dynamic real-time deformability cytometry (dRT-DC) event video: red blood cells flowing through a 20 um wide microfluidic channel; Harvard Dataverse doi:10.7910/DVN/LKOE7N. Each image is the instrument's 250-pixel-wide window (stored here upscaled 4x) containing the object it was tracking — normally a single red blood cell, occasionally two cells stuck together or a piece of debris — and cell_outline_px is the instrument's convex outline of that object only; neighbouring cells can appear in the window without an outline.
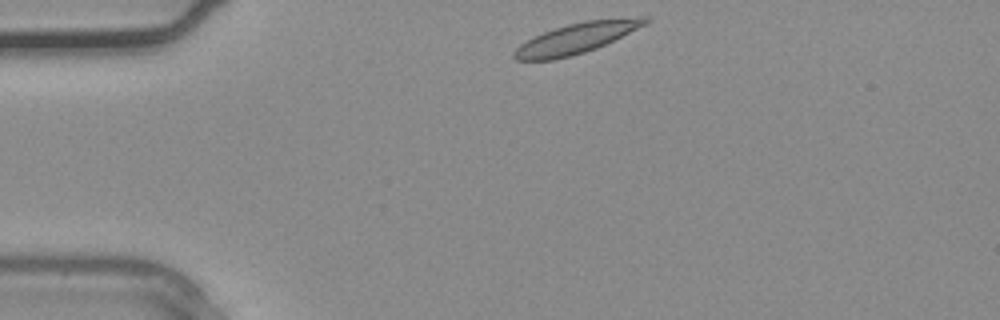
{"species": "common noctule bat (a hibernating species)", "species_latin": "Nyctalus noctula", "temperature_condition": "warm", "stored_images_in_passage": 30, "camera_frame_rate_fps": 3000, "um_per_image_px": 0.085, "animal": {"sex": "male", "body_mass_g": 20.4}, "frame": {"image": 1, "passage_image": 1, "time_ms": 0.0, "image_size_px": [1000, 320], "cell_outline_px": [[652, 20], [648, 24], [596, 48], [572, 56], [552, 60], [516, 60], [512, 56], [512, 52], [520, 44], [544, 32], [568, 24], [584, 20], [640, 16], [648, 16]], "centroid_in_image_um": [49.06, 3.23], "position_along_channel_um": 35.9, "area_um2": 23.35}}
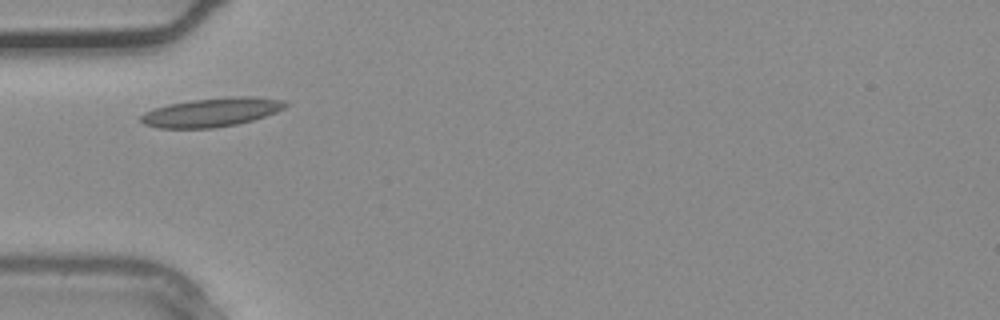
{"frame": {"image": 2, "passage_image": 5, "time_ms": 1.333, "image_size_px": [1000, 320], "cell_outline_px": [[288, 104], [284, 108], [276, 112], [252, 120], [236, 124], [216, 128], [160, 128], [144, 124], [140, 120], [140, 116], [144, 112], [168, 104], [192, 100], [232, 96], [252, 96], [284, 100]], "centroid_in_image_um": [17.99, 9.54], "position_along_channel_um": 67.0, "area_um2": 24.22}}